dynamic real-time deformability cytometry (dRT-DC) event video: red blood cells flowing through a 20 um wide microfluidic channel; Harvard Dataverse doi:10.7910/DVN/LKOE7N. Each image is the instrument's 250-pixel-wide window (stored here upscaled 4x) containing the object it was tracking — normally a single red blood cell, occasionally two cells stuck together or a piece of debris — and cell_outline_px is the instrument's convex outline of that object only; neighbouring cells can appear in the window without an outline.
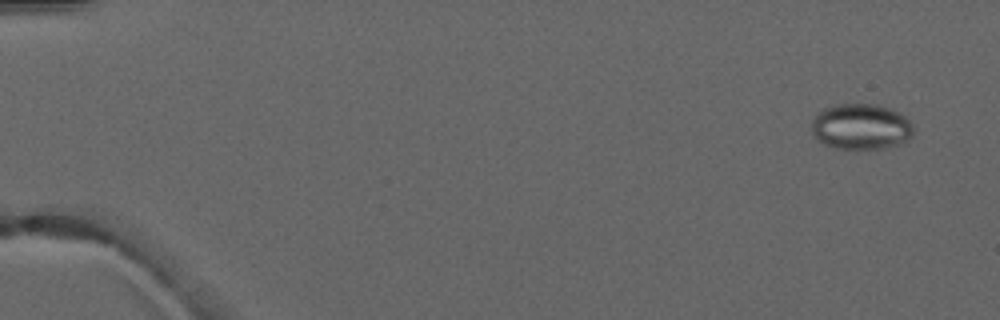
{"species": "common noctule bat (a hibernating species)", "species_latin": "Nyctalus noctula", "temperature_condition": "warm", "stored_images_in_passage": 6, "camera_frame_rate_fps": 3000, "um_per_image_px": 0.085, "animal": {"sex": "male", "forearm_length_mm": 52.5}, "frame": {"image": 1, "passage_image": 1, "time_ms": 0.0, "image_size_px": [1000, 320], "cell_outline_px": [[912, 136], [900, 144], [884, 148], [836, 148], [824, 144], [812, 136], [812, 120], [824, 108], [836, 104], [876, 104], [900, 112], [912, 124]], "centroid_in_image_um": [73.17, 10.76], "position_along_channel_um": 11.8, "area_um2": 27.05}}